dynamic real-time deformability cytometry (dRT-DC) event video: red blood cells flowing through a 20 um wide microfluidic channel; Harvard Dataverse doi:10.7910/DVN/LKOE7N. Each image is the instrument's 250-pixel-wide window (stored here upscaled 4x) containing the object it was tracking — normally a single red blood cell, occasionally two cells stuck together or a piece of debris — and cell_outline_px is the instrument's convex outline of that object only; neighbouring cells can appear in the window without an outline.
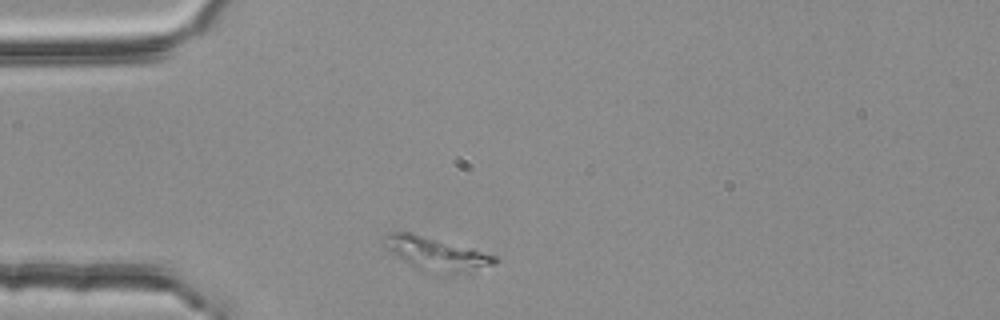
{"species": "common noctule bat (a hibernating species)", "species_latin": "Nyctalus noctula", "temperature_condition": "room temperature", "stored_images_in_passage": 2, "camera_frame_rate_fps": 3000, "um_per_image_px": 0.085, "animal": {"sex": "female", "body_mass_g": 25.1}, "frame": {"image": 1, "passage_image": 1, "time_ms": 0.0, "image_size_px": [1000, 320], "cell_outline_px": [[500, 260], [496, 264], [448, 276], [420, 268], [396, 256], [384, 244], [384, 236], [392, 232], [412, 232], [472, 248], [496, 256]], "centroid_in_image_um": [37.15, 21.57], "position_along_channel_um": 47.9, "area_um2": 21.1}}